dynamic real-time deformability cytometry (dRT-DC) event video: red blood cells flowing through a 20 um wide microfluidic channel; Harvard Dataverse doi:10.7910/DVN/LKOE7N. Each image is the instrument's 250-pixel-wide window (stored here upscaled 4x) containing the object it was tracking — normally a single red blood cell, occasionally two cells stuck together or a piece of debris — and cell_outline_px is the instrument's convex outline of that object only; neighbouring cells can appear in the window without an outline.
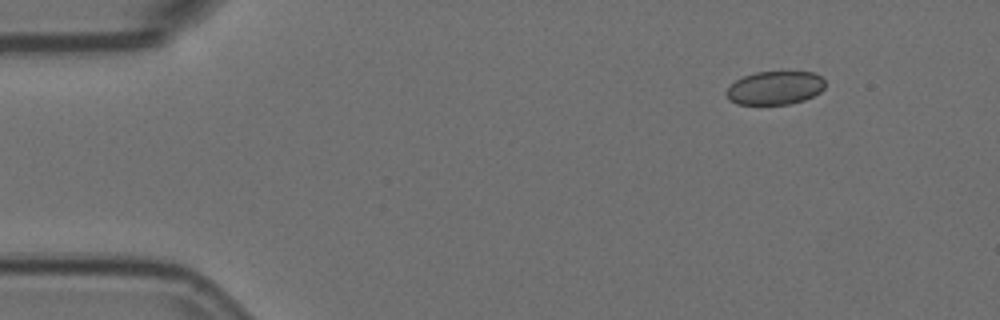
{"species": "Egyptian fruit bat (a non-hibernating species)", "species_latin": "Rousettus aegyptiacus", "temperature_condition": "room temperature", "stored_images_in_passage": 2, "camera_frame_rate_fps": 3000, "um_per_image_px": 0.085, "animal": {"sex": "female"}, "frame": {"image": 1, "passage_image": 2, "time_ms": 0.333, "image_size_px": [1000, 320], "cell_outline_px": [[824, 88], [820, 92], [804, 100], [788, 104], [736, 104], [728, 100], [724, 92], [736, 80], [744, 76], [756, 72], [816, 72], [824, 80]], "centroid_in_image_um": [65.85, 7.47], "position_along_channel_um": 19.1, "area_um2": 19.25}}